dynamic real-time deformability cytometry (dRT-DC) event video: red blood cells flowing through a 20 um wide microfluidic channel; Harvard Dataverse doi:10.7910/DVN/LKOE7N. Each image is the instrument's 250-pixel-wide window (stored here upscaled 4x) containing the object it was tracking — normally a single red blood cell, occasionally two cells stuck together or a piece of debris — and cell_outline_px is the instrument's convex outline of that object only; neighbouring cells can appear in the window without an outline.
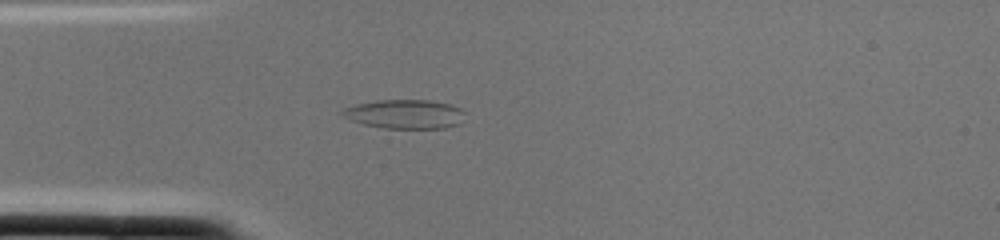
{"species": "common noctule bat (a hibernating species)", "species_latin": "Nyctalus noctula", "temperature_condition": "cold", "stored_images_in_passage": 1, "camera_frame_rate_fps": 3000, "um_per_image_px": 0.085, "animal": {"sex": "female", "body_mass_g": 22.0, "forearm_length_mm": 56.7}, "frame": {"image": 1, "passage_image": 1, "time_ms": 0.0, "image_size_px": [1000, 240], "cell_outline_px": [[464, 112], [460, 124], [444, 128], [384, 128], [364, 124], [352, 120], [344, 116], [340, 112], [344, 108], [356, 104], [376, 100], [428, 100], [448, 104], [460, 108]], "centroid_in_image_um": [34.41, 9.69], "position_along_channel_um": 50.6, "area_um2": 20.58}}